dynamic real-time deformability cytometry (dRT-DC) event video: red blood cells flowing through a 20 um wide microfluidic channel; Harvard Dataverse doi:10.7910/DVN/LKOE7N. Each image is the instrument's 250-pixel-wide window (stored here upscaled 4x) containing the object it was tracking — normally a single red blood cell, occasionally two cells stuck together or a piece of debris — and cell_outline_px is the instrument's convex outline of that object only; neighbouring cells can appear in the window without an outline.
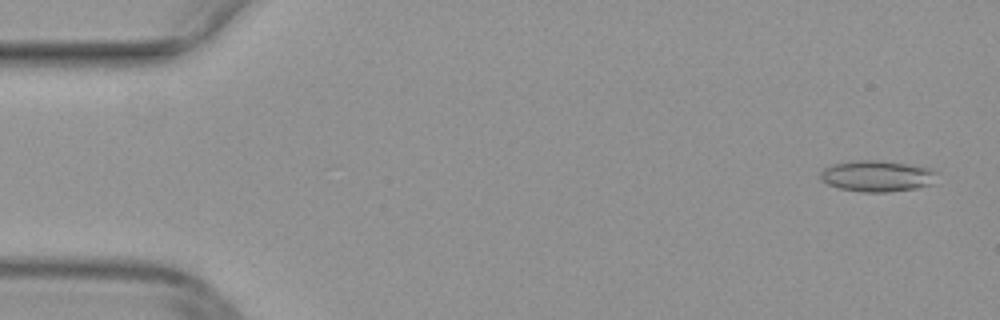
{"species": "common noctule bat (a hibernating species)", "species_latin": "Nyctalus noctula", "temperature_condition": "warm", "stored_images_in_passage": 47, "camera_frame_rate_fps": 3000, "um_per_image_px": 0.085, "animal": {"sex": "female", "body_mass_g": 29.2, "forearm_length_mm": 56.3}, "frame": {"image": 1, "passage_image": 3, "time_ms": 0.667, "image_size_px": [1000, 320], "cell_outline_px": [[936, 172], [932, 184], [916, 188], [888, 192], [864, 192], [840, 188], [828, 184], [820, 180], [820, 172], [824, 168], [832, 164], [856, 160], [880, 160], [908, 164], [932, 168]], "centroid_in_image_um": [74.53, 14.96], "position_along_channel_um": 10.5, "area_um2": 21.15}}
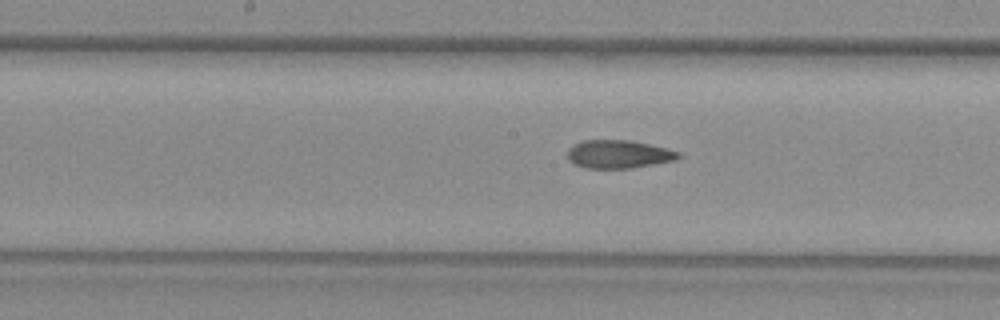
{"frame": {"image": 2, "passage_image": 26, "time_ms": 8.333, "image_size_px": [1000, 320], "cell_outline_px": [[680, 156], [676, 160], [632, 168], [584, 168], [568, 160], [568, 148], [572, 144], [580, 140], [628, 140], [648, 144], [680, 152]], "centroid_in_image_um": [52.53, 13.1], "position_along_channel_um": 195.7, "area_um2": 18.21}}
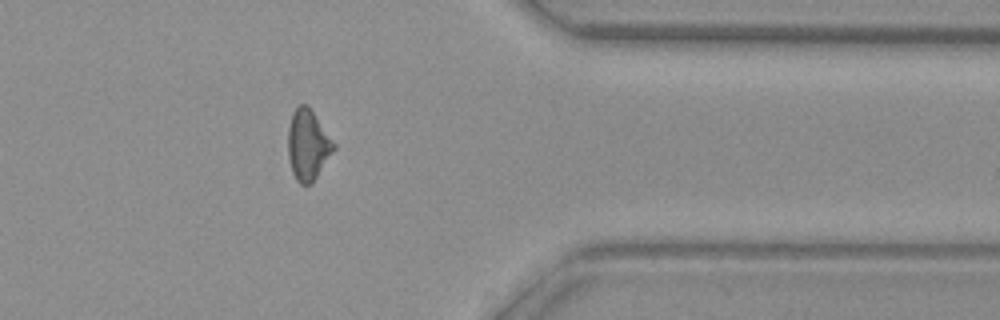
{"frame": {"image": 3, "passage_image": 41, "time_ms": 13.333, "image_size_px": [1000, 320], "cell_outline_px": [[336, 148], [312, 184], [300, 184], [296, 180], [292, 172], [288, 156], [288, 128], [292, 112], [300, 104], [308, 104], [336, 144]], "centroid_in_image_um": [26.18, 12.31], "position_along_channel_um": 385.2, "area_um2": 19.02}}